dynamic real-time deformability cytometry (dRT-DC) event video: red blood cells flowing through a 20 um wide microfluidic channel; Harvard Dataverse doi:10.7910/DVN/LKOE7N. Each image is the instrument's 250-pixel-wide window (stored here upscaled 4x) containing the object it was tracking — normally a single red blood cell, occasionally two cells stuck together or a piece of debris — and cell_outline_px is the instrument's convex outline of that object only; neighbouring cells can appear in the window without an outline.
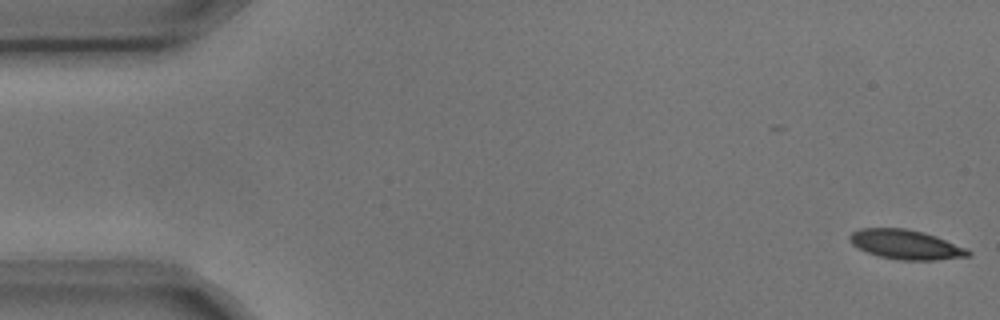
{"species": "common noctule bat (a hibernating species)", "species_latin": "Nyctalus noctula", "temperature_condition": "cold", "stored_images_in_passage": 4, "camera_frame_rate_fps": 3000, "um_per_image_px": 0.085, "animal": {"sex": "male", "body_mass_g": 17.9, "forearm_length_mm": 54.2}, "frame": {"image": 1, "passage_image": 1, "time_ms": 0.0, "image_size_px": [1000, 320], "cell_outline_px": [[972, 256], [936, 260], [900, 260], [880, 256], [868, 252], [852, 244], [848, 240], [848, 236], [852, 232], [860, 228], [904, 228], [924, 232], [936, 236], [964, 248], [972, 252]], "centroid_in_image_um": [76.98, 20.78], "position_along_channel_um": 8.0, "area_um2": 20.23}}
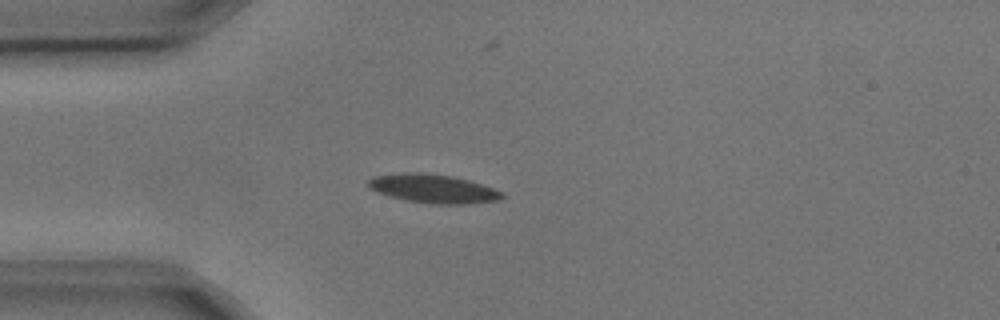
{"frame": {"image": 2, "passage_image": 4, "time_ms": 1.0, "image_size_px": [1000, 320], "cell_outline_px": [[504, 196], [496, 200], [468, 204], [436, 204], [408, 200], [376, 192], [368, 188], [364, 184], [372, 176], [400, 172], [420, 172], [452, 176], [468, 180], [504, 192]], "centroid_in_image_um": [36.75, 16.02], "position_along_channel_um": 48.3, "area_um2": 22.37}}